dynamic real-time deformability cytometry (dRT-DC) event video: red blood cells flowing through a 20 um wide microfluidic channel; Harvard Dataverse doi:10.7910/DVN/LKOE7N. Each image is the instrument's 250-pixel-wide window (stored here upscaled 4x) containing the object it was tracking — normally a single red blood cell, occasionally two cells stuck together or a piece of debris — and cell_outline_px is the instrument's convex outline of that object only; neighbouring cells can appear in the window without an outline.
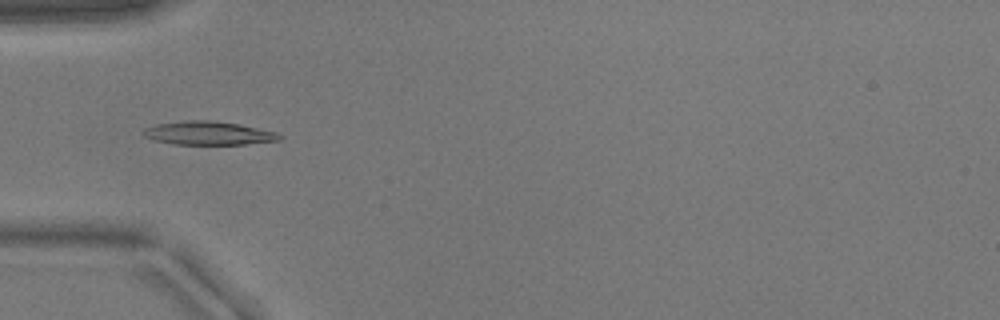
{"species": "common noctule bat (a hibernating species)", "species_latin": "Nyctalus noctula", "temperature_condition": "warm", "stored_images_in_passage": 51, "camera_frame_rate_fps": 3000, "um_per_image_px": 0.085, "animal": {"sex": "male", "body_mass_g": 17.9}, "frame": {"image": 1, "passage_image": 17, "time_ms": 5.333, "image_size_px": [1000, 320], "cell_outline_px": [[284, 136], [280, 140], [244, 144], [172, 144], [152, 140], [144, 136], [140, 132], [144, 128], [156, 124], [188, 120], [208, 120], [240, 124], [276, 132]], "centroid_in_image_um": [17.68, 11.32], "position_along_channel_um": 67.3, "area_um2": 18.73}}
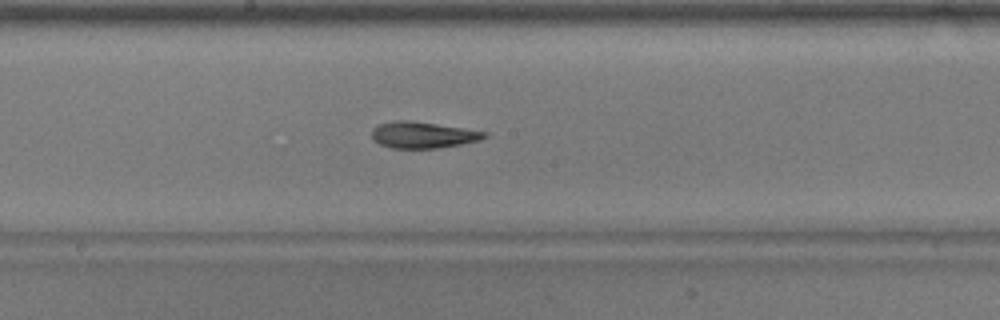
{"frame": {"image": 2, "passage_image": 28, "time_ms": 9.0, "image_size_px": [1000, 320], "cell_outline_px": [[488, 136], [480, 140], [460, 144], [436, 148], [392, 148], [380, 144], [372, 140], [372, 128], [376, 124], [396, 120], [412, 120], [464, 128], [488, 132]], "centroid_in_image_um": [35.91, 11.45], "position_along_channel_um": 212.3, "area_um2": 17.46}}
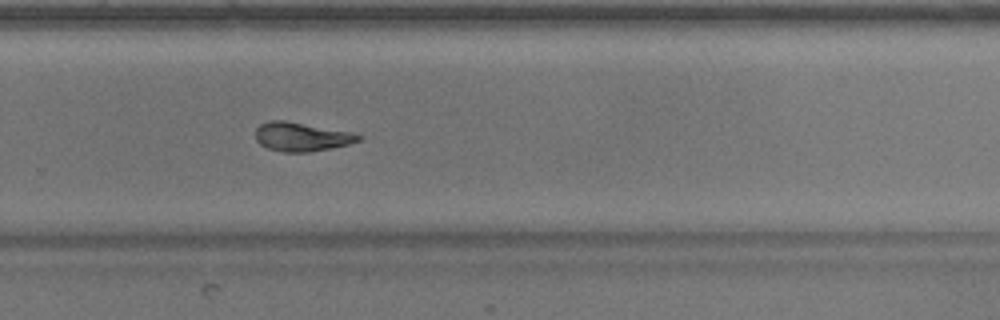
{"frame": {"image": 3, "passage_image": 35, "time_ms": 11.333, "image_size_px": [1000, 320], "cell_outline_px": [[360, 140], [348, 144], [332, 148], [308, 152], [284, 152], [268, 148], [260, 144], [256, 140], [256, 128], [260, 124], [272, 120], [284, 120], [352, 132], [360, 136]], "centroid_in_image_um": [25.6, 11.62], "position_along_channel_um": 304.2, "area_um2": 17.17}}